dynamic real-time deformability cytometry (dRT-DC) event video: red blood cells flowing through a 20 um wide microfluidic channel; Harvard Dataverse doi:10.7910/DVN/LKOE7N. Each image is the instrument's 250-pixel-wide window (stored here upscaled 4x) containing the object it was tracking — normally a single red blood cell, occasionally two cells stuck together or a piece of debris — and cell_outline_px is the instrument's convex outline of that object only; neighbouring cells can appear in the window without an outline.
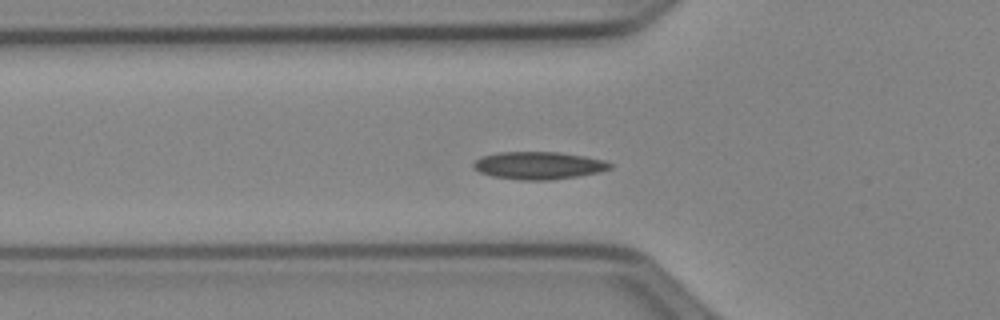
{"species": "Egyptian fruit bat (a non-hibernating species)", "species_latin": "Rousettus aegyptiacus", "temperature_condition": "cold", "stored_images_in_passage": 53, "camera_frame_rate_fps": 3000, "um_per_image_px": 0.085, "animal": {"sex": "female"}, "frame": {"image": 1, "passage_image": 18, "time_ms": 5.667, "image_size_px": [1000, 320], "cell_outline_px": [[612, 168], [600, 172], [576, 176], [548, 180], [520, 180], [492, 176], [480, 172], [472, 168], [472, 164], [480, 156], [500, 152], [560, 152], [584, 156], [604, 160], [612, 164]], "centroid_in_image_um": [45.76, 14.06], "position_along_channel_um": 80.0, "area_um2": 21.96}}
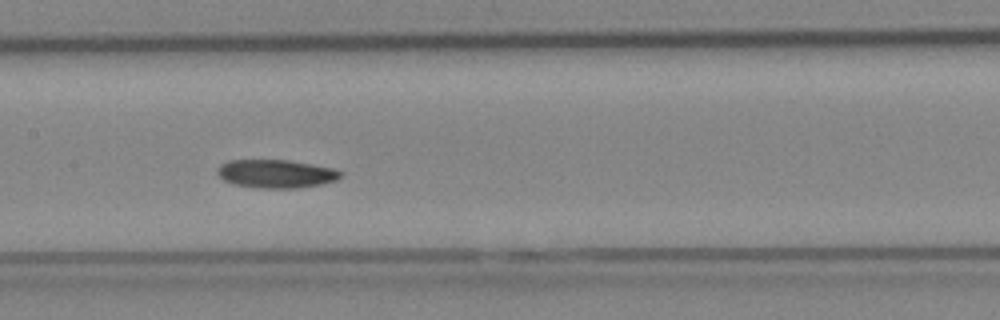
{"frame": {"image": 2, "passage_image": 26, "time_ms": 8.333, "image_size_px": [1000, 320], "cell_outline_px": [[344, 176], [336, 180], [320, 184], [300, 188], [260, 188], [232, 184], [224, 180], [216, 172], [216, 168], [220, 164], [228, 160], [288, 160], [312, 164], [332, 168], [344, 172]], "centroid_in_image_um": [23.46, 14.77], "position_along_channel_um": 183.9, "area_um2": 20.52}}
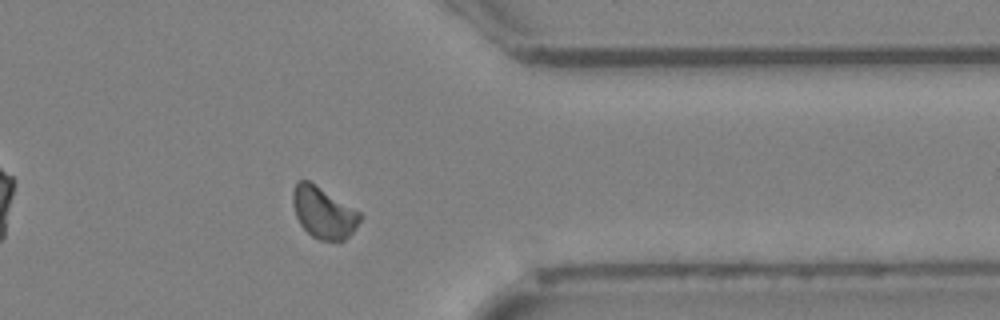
{"frame": {"image": 3, "passage_image": 42, "time_ms": 13.667, "image_size_px": [1000, 320], "cell_outline_px": [[360, 220], [356, 228], [344, 240], [320, 240], [312, 236], [300, 224], [296, 216], [292, 204], [292, 192], [296, 180], [308, 180], [360, 212]], "centroid_in_image_um": [27.46, 18.06], "position_along_channel_um": 383.9, "area_um2": 19.88}}